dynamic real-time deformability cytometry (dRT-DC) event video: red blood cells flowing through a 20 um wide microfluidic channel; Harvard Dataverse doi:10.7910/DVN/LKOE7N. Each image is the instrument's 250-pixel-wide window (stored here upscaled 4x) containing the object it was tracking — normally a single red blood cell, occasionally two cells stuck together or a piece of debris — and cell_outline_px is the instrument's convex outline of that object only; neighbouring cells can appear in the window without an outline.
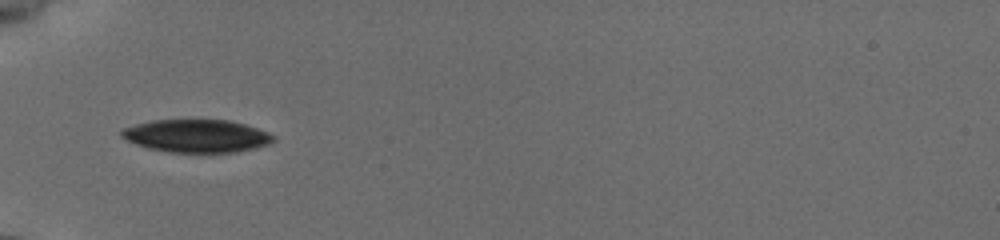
{"species": "common noctule bat (a hibernating species)", "species_latin": "Nyctalus noctula", "temperature_condition": "cold", "stored_images_in_passage": 42, "camera_frame_rate_fps": 3000, "um_per_image_px": 0.085, "animal": {"sex": "female", "body_mass_g": 19.5, "forearm_length_mm": 54.1}, "frame": {"image": 1, "passage_image": 1, "time_ms": 0.0, "image_size_px": [1000, 240], "cell_outline_px": [[276, 140], [268, 144], [236, 152], [168, 152], [148, 148], [136, 144], [120, 136], [120, 132], [124, 128], [136, 124], [152, 120], [228, 120], [244, 124], [268, 132], [276, 136]], "centroid_in_image_um": [16.71, 11.55], "position_along_channel_um": 68.3, "area_um2": 28.9}}
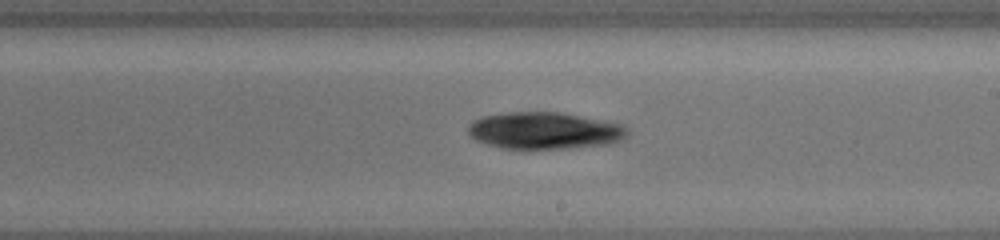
{"frame": {"image": 2, "passage_image": 17, "time_ms": 4.667, "image_size_px": [1000, 240], "cell_outline_px": [[628, 132], [620, 140], [608, 144], [568, 148], [500, 148], [476, 140], [468, 132], [468, 124], [484, 116], [508, 112], [556, 112], [620, 124], [628, 128]], "centroid_in_image_um": [46.25, 11.11], "position_along_channel_um": 242.8, "area_um2": 33.58}}
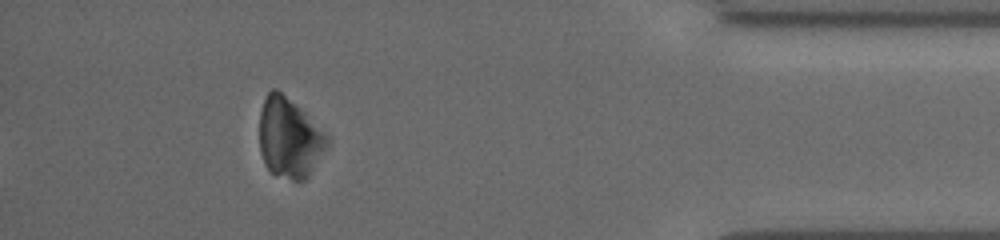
{"frame": {"image": 3, "passage_image": 37, "time_ms": 10.0, "image_size_px": [1000, 240], "cell_outline_px": [[328, 144], [308, 176], [304, 180], [292, 180], [272, 172], [264, 164], [260, 152], [260, 112], [264, 100], [268, 92], [272, 88], [276, 88], [300, 108], [328, 136]], "centroid_in_image_um": [24.57, 11.71], "position_along_channel_um": 410.6, "area_um2": 30.92}}